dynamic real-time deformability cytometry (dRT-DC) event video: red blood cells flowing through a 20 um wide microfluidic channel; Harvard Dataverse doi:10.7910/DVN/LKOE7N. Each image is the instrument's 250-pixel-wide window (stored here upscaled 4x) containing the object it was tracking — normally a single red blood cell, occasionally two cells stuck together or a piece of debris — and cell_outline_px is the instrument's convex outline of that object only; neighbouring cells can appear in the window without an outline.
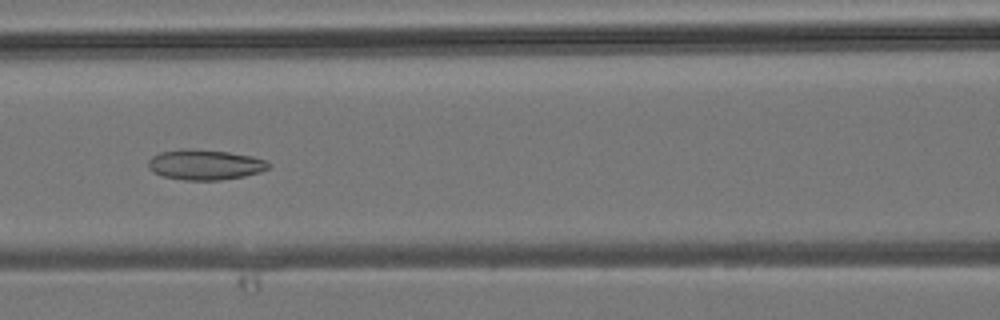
{"species": "common noctule bat (a hibernating species)", "species_latin": "Nyctalus noctula", "temperature_condition": "room temperature", "stored_images_in_passage": 36, "camera_frame_rate_fps": 3000, "um_per_image_px": 0.085, "animal": {"sex": "male", "body_mass_g": 19.2, "forearm_length_mm": 51.8}, "frame": {"image": 1, "passage_image": 18, "time_ms": 5.667, "image_size_px": [1000, 320], "cell_outline_px": [[272, 164], [268, 168], [260, 172], [244, 176], [220, 180], [184, 180], [164, 176], [152, 172], [148, 168], [148, 160], [152, 156], [160, 152], [180, 148], [228, 152], [252, 156], [264, 160]], "centroid_in_image_um": [17.4, 14.0], "position_along_channel_um": 149.2, "area_um2": 21.21}}
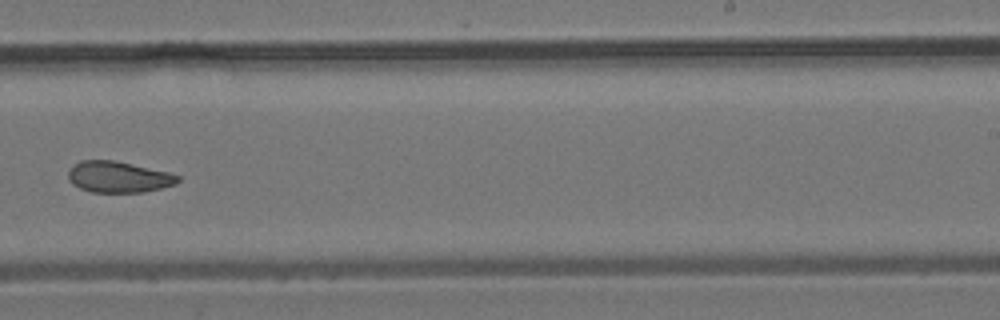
{"frame": {"image": 2, "passage_image": 26, "time_ms": 8.333, "image_size_px": [1000, 320], "cell_outline_px": [[180, 180], [176, 184], [144, 192], [92, 192], [80, 188], [72, 184], [68, 180], [68, 172], [80, 160], [112, 160], [168, 172], [180, 176]], "centroid_in_image_um": [10.07, 15.05], "position_along_channel_um": 278.9, "area_um2": 19.71}}
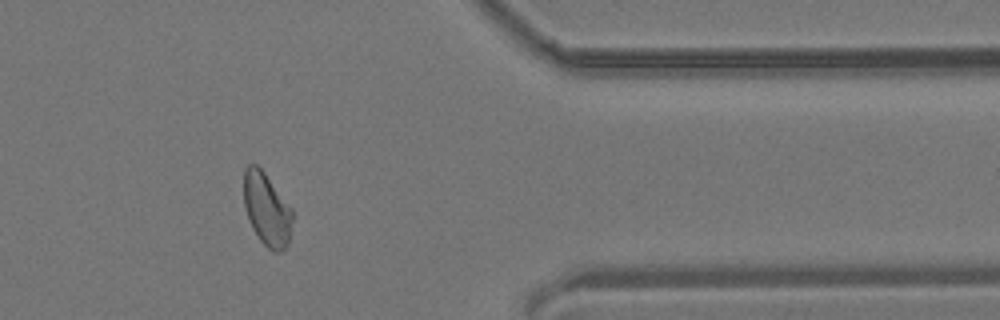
{"frame": {"image": 3, "passage_image": 34, "time_ms": 11.0, "image_size_px": [1000, 320], "cell_outline_px": [[292, 220], [288, 240], [284, 248], [280, 252], [272, 252], [260, 240], [252, 228], [248, 220], [244, 204], [244, 168], [248, 164], [256, 164], [264, 172], [292, 208]], "centroid_in_image_um": [22.65, 17.78], "position_along_channel_um": 388.7, "area_um2": 20.52}}